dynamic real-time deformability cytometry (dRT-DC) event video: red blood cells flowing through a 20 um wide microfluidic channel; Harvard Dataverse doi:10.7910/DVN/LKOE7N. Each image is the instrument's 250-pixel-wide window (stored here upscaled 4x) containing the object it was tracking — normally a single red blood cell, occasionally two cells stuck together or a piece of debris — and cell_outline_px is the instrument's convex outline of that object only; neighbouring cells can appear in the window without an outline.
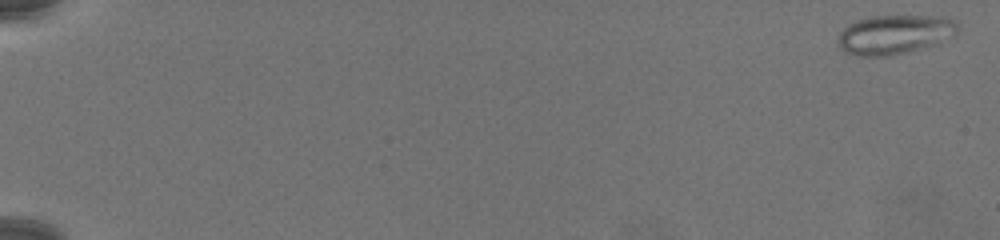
{"species": "common noctule bat (a hibernating species)", "species_latin": "Nyctalus noctula", "temperature_condition": "warm", "stored_images_in_passage": 78, "camera_frame_rate_fps": 3000, "um_per_image_px": 0.085, "animal": {"sex": "female", "body_mass_g": 19.5, "forearm_length_mm": 54.1}, "frame": {"image": 1, "passage_image": 2, "time_ms": 0.333, "image_size_px": [1000, 240], "cell_outline_px": [[960, 28], [956, 36], [940, 44], [892, 56], [856, 56], [844, 52], [836, 44], [836, 40], [840, 32], [848, 24], [872, 16], [944, 16], [956, 20]], "centroid_in_image_um": [76.1, 2.95], "position_along_channel_um": 8.9, "area_um2": 28.21}}
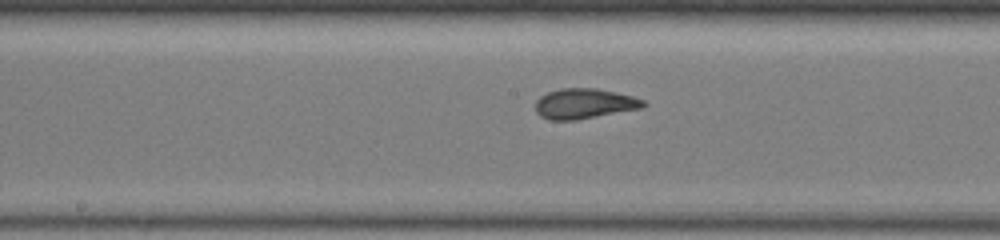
{"frame": {"image": 2, "passage_image": 45, "time_ms": 14.667, "image_size_px": [1000, 240], "cell_outline_px": [[648, 104], [644, 108], [576, 120], [548, 120], [540, 116], [536, 112], [536, 100], [540, 96], [548, 92], [560, 88], [596, 88], [616, 92], [632, 96], [644, 100]], "centroid_in_image_um": [49.68, 8.81], "position_along_channel_um": 198.5, "area_um2": 19.19}}
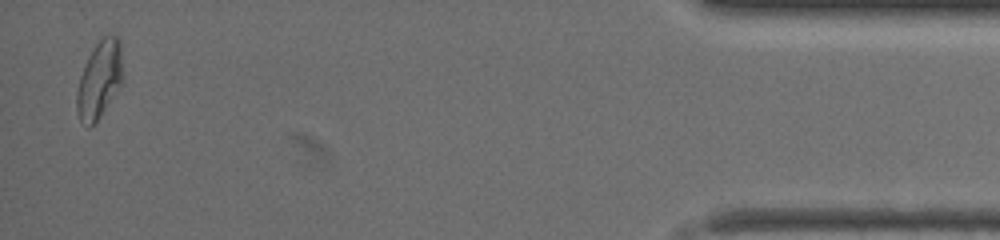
{"frame": {"image": 3, "passage_image": 77, "time_ms": 25.333, "image_size_px": [1000, 240], "cell_outline_px": [[124, 80], [96, 120], [88, 128], [80, 120], [76, 108], [76, 92], [80, 76], [88, 56], [96, 44], [108, 32], [116, 36], [120, 40], [124, 72]], "centroid_in_image_um": [8.47, 6.7], "position_along_channel_um": 426.7, "area_um2": 20.75}}